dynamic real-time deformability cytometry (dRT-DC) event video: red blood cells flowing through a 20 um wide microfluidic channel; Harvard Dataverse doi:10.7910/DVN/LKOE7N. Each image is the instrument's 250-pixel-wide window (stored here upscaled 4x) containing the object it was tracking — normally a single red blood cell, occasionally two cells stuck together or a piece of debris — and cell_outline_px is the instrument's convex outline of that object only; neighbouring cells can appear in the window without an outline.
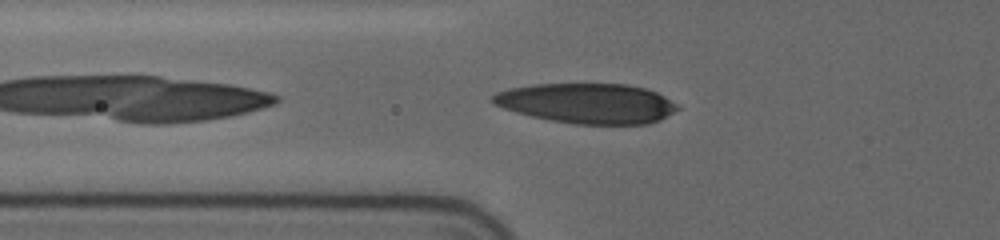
{"species": "human", "species_latin": "Homo sapiens", "temperature_condition": "cold", "stored_images_in_passage": 35, "camera_frame_rate_fps": 3000, "um_per_image_px": 0.085, "donor": {"sex": "female"}, "frame": {"image": 1, "passage_image": 3, "time_ms": 0.667, "image_size_px": [1000, 240], "cell_outline_px": [[680, 108], [660, 120], [648, 124], [572, 124], [532, 116], [516, 112], [504, 108], [488, 100], [488, 96], [496, 92], [508, 88], [532, 84], [628, 84], [644, 88], [656, 92], [664, 96], [676, 104]], "centroid_in_image_um": [49.87, 8.78], "position_along_channel_um": 75.9, "area_um2": 43.23}}
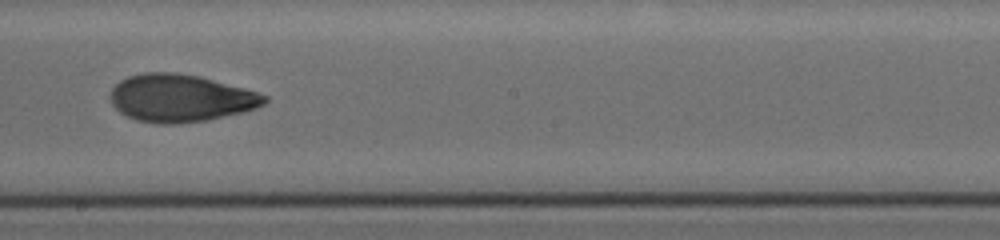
{"frame": {"image": 2, "passage_image": 16, "time_ms": 5.0, "image_size_px": [1000, 240], "cell_outline_px": [[268, 100], [264, 104], [256, 108], [208, 120], [176, 124], [156, 124], [136, 120], [120, 112], [112, 104], [108, 96], [112, 88], [120, 80], [128, 76], [144, 72], [176, 72], [200, 76], [244, 88], [268, 96]], "centroid_in_image_um": [15.31, 8.33], "position_along_channel_um": 232.9, "area_um2": 42.83}}
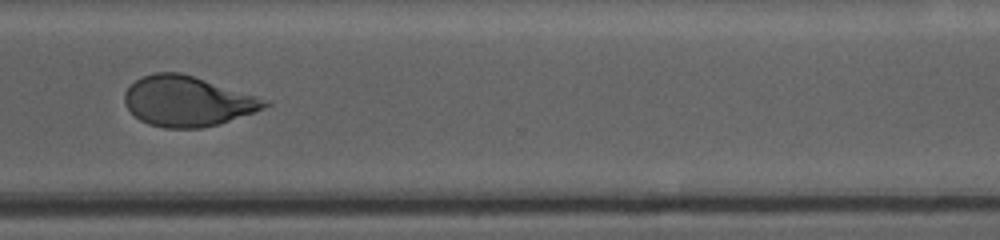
{"frame": {"image": 3, "passage_image": 26, "time_ms": 8.333, "image_size_px": [1000, 240], "cell_outline_px": [[272, 104], [264, 108], [216, 124], [200, 128], [164, 128], [148, 124], [140, 120], [124, 104], [124, 92], [136, 80], [152, 72], [180, 72], [256, 96]], "centroid_in_image_um": [15.87, 8.6], "position_along_channel_um": 354.7, "area_um2": 40.29}, "authors_computed_cell_mechanics": {"area_um2": 42.8876, "velocity_mm_per_s": 3.6705, "shape_relaxation_time_tau1_ms": 4.6229, "shape_relaxation_time_tau2_ms": 2.0596, "deformation_change_tau1": 0.1722, "deformation_change_tau2": 0.0711}}